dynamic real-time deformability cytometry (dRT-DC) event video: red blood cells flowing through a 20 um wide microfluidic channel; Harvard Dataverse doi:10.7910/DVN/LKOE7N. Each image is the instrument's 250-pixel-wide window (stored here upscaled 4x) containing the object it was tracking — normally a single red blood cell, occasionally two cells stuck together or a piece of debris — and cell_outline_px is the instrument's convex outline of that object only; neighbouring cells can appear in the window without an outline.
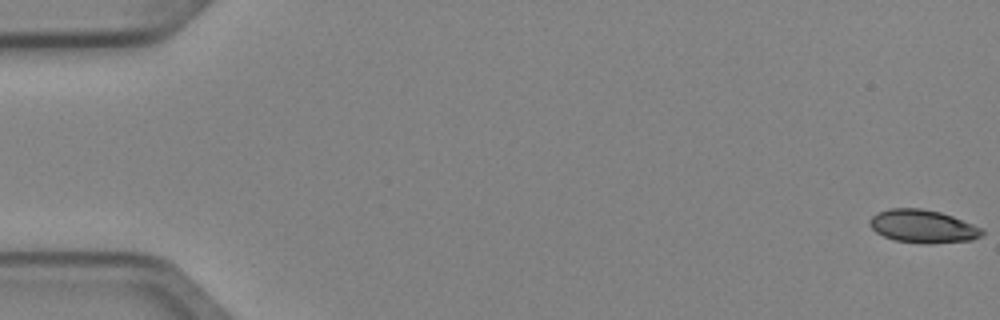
{"species": "Egyptian fruit bat (a non-hibernating species)", "species_latin": "Rousettus aegyptiacus", "temperature_condition": "cold", "stored_images_in_passage": 4, "camera_frame_rate_fps": 3000, "um_per_image_px": 0.085, "animal": {"sex": "female"}, "frame": {"image": 1, "passage_image": 4, "time_ms": 1.0, "image_size_px": [1000, 320], "cell_outline_px": [[984, 232], [980, 236], [972, 240], [928, 244], [896, 240], [884, 236], [876, 232], [868, 224], [868, 220], [872, 216], [880, 212], [892, 208], [920, 208], [940, 212], [952, 216], [984, 228]], "centroid_in_image_um": [78.46, 19.24], "position_along_channel_um": 6.5, "area_um2": 21.56}}